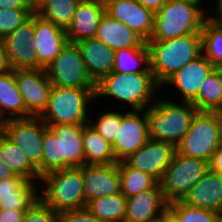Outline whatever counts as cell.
Returning a JSON list of instances; mask_svg holds the SVG:
<instances>
[{"mask_svg": "<svg viewBox=\"0 0 222 222\" xmlns=\"http://www.w3.org/2000/svg\"><path fill=\"white\" fill-rule=\"evenodd\" d=\"M150 71L157 83H164L184 65L202 53L201 33H192L164 41L148 40Z\"/></svg>", "mask_w": 222, "mask_h": 222, "instance_id": "6da1fadb", "label": "cell"}, {"mask_svg": "<svg viewBox=\"0 0 222 222\" xmlns=\"http://www.w3.org/2000/svg\"><path fill=\"white\" fill-rule=\"evenodd\" d=\"M159 87L152 73L125 74L112 71L96 83L95 98L110 96L130 105L132 110H146L155 103L152 101Z\"/></svg>", "mask_w": 222, "mask_h": 222, "instance_id": "7a4b0ae2", "label": "cell"}, {"mask_svg": "<svg viewBox=\"0 0 222 222\" xmlns=\"http://www.w3.org/2000/svg\"><path fill=\"white\" fill-rule=\"evenodd\" d=\"M183 104L157 98L146 109L149 138L177 146L198 112L191 102L183 101Z\"/></svg>", "mask_w": 222, "mask_h": 222, "instance_id": "3957f363", "label": "cell"}, {"mask_svg": "<svg viewBox=\"0 0 222 222\" xmlns=\"http://www.w3.org/2000/svg\"><path fill=\"white\" fill-rule=\"evenodd\" d=\"M96 88L52 86L47 106L39 117L47 126L88 123L89 102L95 98Z\"/></svg>", "mask_w": 222, "mask_h": 222, "instance_id": "277c9868", "label": "cell"}, {"mask_svg": "<svg viewBox=\"0 0 222 222\" xmlns=\"http://www.w3.org/2000/svg\"><path fill=\"white\" fill-rule=\"evenodd\" d=\"M202 5L168 0L154 13L153 33L149 40L164 41L192 33H201L207 20Z\"/></svg>", "mask_w": 222, "mask_h": 222, "instance_id": "5b68a950", "label": "cell"}, {"mask_svg": "<svg viewBox=\"0 0 222 222\" xmlns=\"http://www.w3.org/2000/svg\"><path fill=\"white\" fill-rule=\"evenodd\" d=\"M40 181L46 186L43 192L39 189V199L56 213L86 207L82 166L47 173Z\"/></svg>", "mask_w": 222, "mask_h": 222, "instance_id": "8992f818", "label": "cell"}, {"mask_svg": "<svg viewBox=\"0 0 222 222\" xmlns=\"http://www.w3.org/2000/svg\"><path fill=\"white\" fill-rule=\"evenodd\" d=\"M209 169V162L175 153L159 182L164 199L181 200Z\"/></svg>", "mask_w": 222, "mask_h": 222, "instance_id": "52a82bcc", "label": "cell"}, {"mask_svg": "<svg viewBox=\"0 0 222 222\" xmlns=\"http://www.w3.org/2000/svg\"><path fill=\"white\" fill-rule=\"evenodd\" d=\"M45 71L52 86L96 88V83L87 72L77 43L68 41Z\"/></svg>", "mask_w": 222, "mask_h": 222, "instance_id": "ba28073f", "label": "cell"}, {"mask_svg": "<svg viewBox=\"0 0 222 222\" xmlns=\"http://www.w3.org/2000/svg\"><path fill=\"white\" fill-rule=\"evenodd\" d=\"M219 145L215 115L208 111H198L189 126V130L176 146V152L180 155L210 162Z\"/></svg>", "mask_w": 222, "mask_h": 222, "instance_id": "9c48e42d", "label": "cell"}, {"mask_svg": "<svg viewBox=\"0 0 222 222\" xmlns=\"http://www.w3.org/2000/svg\"><path fill=\"white\" fill-rule=\"evenodd\" d=\"M48 126L39 116L10 119L2 124L1 132L16 145L37 169L42 163L43 136Z\"/></svg>", "mask_w": 222, "mask_h": 222, "instance_id": "30bf717a", "label": "cell"}, {"mask_svg": "<svg viewBox=\"0 0 222 222\" xmlns=\"http://www.w3.org/2000/svg\"><path fill=\"white\" fill-rule=\"evenodd\" d=\"M149 139L146 110H132L122 113L120 128L111 143L117 162L124 161L139 150Z\"/></svg>", "mask_w": 222, "mask_h": 222, "instance_id": "8fae6325", "label": "cell"}, {"mask_svg": "<svg viewBox=\"0 0 222 222\" xmlns=\"http://www.w3.org/2000/svg\"><path fill=\"white\" fill-rule=\"evenodd\" d=\"M175 153L174 144L149 138L139 150L124 161L131 168L145 172L159 183Z\"/></svg>", "mask_w": 222, "mask_h": 222, "instance_id": "7c38bea8", "label": "cell"}, {"mask_svg": "<svg viewBox=\"0 0 222 222\" xmlns=\"http://www.w3.org/2000/svg\"><path fill=\"white\" fill-rule=\"evenodd\" d=\"M14 77L27 111L39 116L47 106L52 89L45 69H16Z\"/></svg>", "mask_w": 222, "mask_h": 222, "instance_id": "4fadbf2b", "label": "cell"}, {"mask_svg": "<svg viewBox=\"0 0 222 222\" xmlns=\"http://www.w3.org/2000/svg\"><path fill=\"white\" fill-rule=\"evenodd\" d=\"M34 14L23 25L2 39L12 70L39 69L36 51L33 49Z\"/></svg>", "mask_w": 222, "mask_h": 222, "instance_id": "5bb4252c", "label": "cell"}, {"mask_svg": "<svg viewBox=\"0 0 222 222\" xmlns=\"http://www.w3.org/2000/svg\"><path fill=\"white\" fill-rule=\"evenodd\" d=\"M68 42L66 30L34 13L32 47L36 51L39 69H45Z\"/></svg>", "mask_w": 222, "mask_h": 222, "instance_id": "9a60e30c", "label": "cell"}, {"mask_svg": "<svg viewBox=\"0 0 222 222\" xmlns=\"http://www.w3.org/2000/svg\"><path fill=\"white\" fill-rule=\"evenodd\" d=\"M167 211L168 202L157 183L147 191L126 198L124 222H160L167 215Z\"/></svg>", "mask_w": 222, "mask_h": 222, "instance_id": "2e32d148", "label": "cell"}, {"mask_svg": "<svg viewBox=\"0 0 222 222\" xmlns=\"http://www.w3.org/2000/svg\"><path fill=\"white\" fill-rule=\"evenodd\" d=\"M85 203L112 194L121 193L118 163L82 166Z\"/></svg>", "mask_w": 222, "mask_h": 222, "instance_id": "e0dca14e", "label": "cell"}, {"mask_svg": "<svg viewBox=\"0 0 222 222\" xmlns=\"http://www.w3.org/2000/svg\"><path fill=\"white\" fill-rule=\"evenodd\" d=\"M105 12L124 23L147 42L154 27V12L137 0H113L105 6Z\"/></svg>", "mask_w": 222, "mask_h": 222, "instance_id": "ac0fdd59", "label": "cell"}, {"mask_svg": "<svg viewBox=\"0 0 222 222\" xmlns=\"http://www.w3.org/2000/svg\"><path fill=\"white\" fill-rule=\"evenodd\" d=\"M216 67L201 53L174 73L164 84L176 86L183 101L192 102L203 81Z\"/></svg>", "mask_w": 222, "mask_h": 222, "instance_id": "d6986e66", "label": "cell"}, {"mask_svg": "<svg viewBox=\"0 0 222 222\" xmlns=\"http://www.w3.org/2000/svg\"><path fill=\"white\" fill-rule=\"evenodd\" d=\"M181 201L189 206L222 211V175L210 169L184 195Z\"/></svg>", "mask_w": 222, "mask_h": 222, "instance_id": "ffe728a7", "label": "cell"}, {"mask_svg": "<svg viewBox=\"0 0 222 222\" xmlns=\"http://www.w3.org/2000/svg\"><path fill=\"white\" fill-rule=\"evenodd\" d=\"M105 6L93 0H80L76 6L71 24L66 29L69 42L94 38Z\"/></svg>", "mask_w": 222, "mask_h": 222, "instance_id": "44dd1931", "label": "cell"}, {"mask_svg": "<svg viewBox=\"0 0 222 222\" xmlns=\"http://www.w3.org/2000/svg\"><path fill=\"white\" fill-rule=\"evenodd\" d=\"M36 186L22 177L0 180V209L27 211L39 198Z\"/></svg>", "mask_w": 222, "mask_h": 222, "instance_id": "7402d4cb", "label": "cell"}, {"mask_svg": "<svg viewBox=\"0 0 222 222\" xmlns=\"http://www.w3.org/2000/svg\"><path fill=\"white\" fill-rule=\"evenodd\" d=\"M94 38L114 51L122 48L148 47L147 43L136 32L106 12L100 19Z\"/></svg>", "mask_w": 222, "mask_h": 222, "instance_id": "603a6c76", "label": "cell"}, {"mask_svg": "<svg viewBox=\"0 0 222 222\" xmlns=\"http://www.w3.org/2000/svg\"><path fill=\"white\" fill-rule=\"evenodd\" d=\"M91 79L98 83L113 71L115 51L96 38L77 42Z\"/></svg>", "mask_w": 222, "mask_h": 222, "instance_id": "cb8c5ba5", "label": "cell"}, {"mask_svg": "<svg viewBox=\"0 0 222 222\" xmlns=\"http://www.w3.org/2000/svg\"><path fill=\"white\" fill-rule=\"evenodd\" d=\"M83 126L81 124L48 126L59 140L60 170L84 165Z\"/></svg>", "mask_w": 222, "mask_h": 222, "instance_id": "d4e9b609", "label": "cell"}, {"mask_svg": "<svg viewBox=\"0 0 222 222\" xmlns=\"http://www.w3.org/2000/svg\"><path fill=\"white\" fill-rule=\"evenodd\" d=\"M6 112L8 116L6 115ZM22 95L18 91L14 70L0 73V118L4 122L10 119L28 118Z\"/></svg>", "mask_w": 222, "mask_h": 222, "instance_id": "484cf974", "label": "cell"}, {"mask_svg": "<svg viewBox=\"0 0 222 222\" xmlns=\"http://www.w3.org/2000/svg\"><path fill=\"white\" fill-rule=\"evenodd\" d=\"M84 164H115L118 163L112 151L111 144L87 123L82 129Z\"/></svg>", "mask_w": 222, "mask_h": 222, "instance_id": "4316f807", "label": "cell"}, {"mask_svg": "<svg viewBox=\"0 0 222 222\" xmlns=\"http://www.w3.org/2000/svg\"><path fill=\"white\" fill-rule=\"evenodd\" d=\"M0 161L8 166L14 175L22 177L28 181L37 179L40 181V176L37 169L29 162L27 157L21 150L14 145L0 131Z\"/></svg>", "mask_w": 222, "mask_h": 222, "instance_id": "83f0119b", "label": "cell"}, {"mask_svg": "<svg viewBox=\"0 0 222 222\" xmlns=\"http://www.w3.org/2000/svg\"><path fill=\"white\" fill-rule=\"evenodd\" d=\"M80 0H34V13L65 30L72 22Z\"/></svg>", "mask_w": 222, "mask_h": 222, "instance_id": "f1b7e54d", "label": "cell"}, {"mask_svg": "<svg viewBox=\"0 0 222 222\" xmlns=\"http://www.w3.org/2000/svg\"><path fill=\"white\" fill-rule=\"evenodd\" d=\"M191 104L198 111L208 112L222 107V67L209 73Z\"/></svg>", "mask_w": 222, "mask_h": 222, "instance_id": "f546056e", "label": "cell"}, {"mask_svg": "<svg viewBox=\"0 0 222 222\" xmlns=\"http://www.w3.org/2000/svg\"><path fill=\"white\" fill-rule=\"evenodd\" d=\"M144 64V66H143ZM142 65V66H141ZM113 71L119 73H152L148 47L118 49L114 55Z\"/></svg>", "mask_w": 222, "mask_h": 222, "instance_id": "4dcf8cb0", "label": "cell"}, {"mask_svg": "<svg viewBox=\"0 0 222 222\" xmlns=\"http://www.w3.org/2000/svg\"><path fill=\"white\" fill-rule=\"evenodd\" d=\"M86 208L103 222H124L126 197L118 193L94 198L86 203Z\"/></svg>", "mask_w": 222, "mask_h": 222, "instance_id": "1f68e13d", "label": "cell"}, {"mask_svg": "<svg viewBox=\"0 0 222 222\" xmlns=\"http://www.w3.org/2000/svg\"><path fill=\"white\" fill-rule=\"evenodd\" d=\"M118 169L121 179V193L126 198L147 191L158 183L145 172L131 168L125 161L118 162Z\"/></svg>", "mask_w": 222, "mask_h": 222, "instance_id": "d6a6232c", "label": "cell"}, {"mask_svg": "<svg viewBox=\"0 0 222 222\" xmlns=\"http://www.w3.org/2000/svg\"><path fill=\"white\" fill-rule=\"evenodd\" d=\"M167 215L175 222H218L220 213L189 206L181 200L168 203Z\"/></svg>", "mask_w": 222, "mask_h": 222, "instance_id": "836d02e7", "label": "cell"}, {"mask_svg": "<svg viewBox=\"0 0 222 222\" xmlns=\"http://www.w3.org/2000/svg\"><path fill=\"white\" fill-rule=\"evenodd\" d=\"M202 54L215 66L222 67V26L209 20L201 31Z\"/></svg>", "mask_w": 222, "mask_h": 222, "instance_id": "e575fe53", "label": "cell"}, {"mask_svg": "<svg viewBox=\"0 0 222 222\" xmlns=\"http://www.w3.org/2000/svg\"><path fill=\"white\" fill-rule=\"evenodd\" d=\"M60 170V148L56 134L48 127L43 136L42 163L37 168L39 176Z\"/></svg>", "mask_w": 222, "mask_h": 222, "instance_id": "d590c367", "label": "cell"}, {"mask_svg": "<svg viewBox=\"0 0 222 222\" xmlns=\"http://www.w3.org/2000/svg\"><path fill=\"white\" fill-rule=\"evenodd\" d=\"M34 14V8L0 9V40L23 25Z\"/></svg>", "mask_w": 222, "mask_h": 222, "instance_id": "8d00e7d4", "label": "cell"}, {"mask_svg": "<svg viewBox=\"0 0 222 222\" xmlns=\"http://www.w3.org/2000/svg\"><path fill=\"white\" fill-rule=\"evenodd\" d=\"M122 113L115 110L102 112L96 120L89 119L88 123L110 144L117 136L118 128H120ZM96 121V122H95Z\"/></svg>", "mask_w": 222, "mask_h": 222, "instance_id": "74e56055", "label": "cell"}, {"mask_svg": "<svg viewBox=\"0 0 222 222\" xmlns=\"http://www.w3.org/2000/svg\"><path fill=\"white\" fill-rule=\"evenodd\" d=\"M22 222H57V213L38 198L25 211Z\"/></svg>", "mask_w": 222, "mask_h": 222, "instance_id": "f35d334b", "label": "cell"}, {"mask_svg": "<svg viewBox=\"0 0 222 222\" xmlns=\"http://www.w3.org/2000/svg\"><path fill=\"white\" fill-rule=\"evenodd\" d=\"M57 222H103L86 207L57 213Z\"/></svg>", "mask_w": 222, "mask_h": 222, "instance_id": "ab89813d", "label": "cell"}, {"mask_svg": "<svg viewBox=\"0 0 222 222\" xmlns=\"http://www.w3.org/2000/svg\"><path fill=\"white\" fill-rule=\"evenodd\" d=\"M34 8V0H0V9Z\"/></svg>", "mask_w": 222, "mask_h": 222, "instance_id": "60d3db41", "label": "cell"}, {"mask_svg": "<svg viewBox=\"0 0 222 222\" xmlns=\"http://www.w3.org/2000/svg\"><path fill=\"white\" fill-rule=\"evenodd\" d=\"M25 211L0 209V222H22Z\"/></svg>", "mask_w": 222, "mask_h": 222, "instance_id": "b9f144b4", "label": "cell"}, {"mask_svg": "<svg viewBox=\"0 0 222 222\" xmlns=\"http://www.w3.org/2000/svg\"><path fill=\"white\" fill-rule=\"evenodd\" d=\"M209 169L222 175V145L216 148L209 162Z\"/></svg>", "mask_w": 222, "mask_h": 222, "instance_id": "7bdbcfd3", "label": "cell"}, {"mask_svg": "<svg viewBox=\"0 0 222 222\" xmlns=\"http://www.w3.org/2000/svg\"><path fill=\"white\" fill-rule=\"evenodd\" d=\"M10 70L12 69L7 58L5 47L2 40H0V73H6Z\"/></svg>", "mask_w": 222, "mask_h": 222, "instance_id": "ee69618b", "label": "cell"}, {"mask_svg": "<svg viewBox=\"0 0 222 222\" xmlns=\"http://www.w3.org/2000/svg\"><path fill=\"white\" fill-rule=\"evenodd\" d=\"M145 8L157 12L168 0H137Z\"/></svg>", "mask_w": 222, "mask_h": 222, "instance_id": "f6af8a7d", "label": "cell"}, {"mask_svg": "<svg viewBox=\"0 0 222 222\" xmlns=\"http://www.w3.org/2000/svg\"><path fill=\"white\" fill-rule=\"evenodd\" d=\"M217 6H216V16H207V20L210 22L222 26V0H217Z\"/></svg>", "mask_w": 222, "mask_h": 222, "instance_id": "bcb514c9", "label": "cell"}, {"mask_svg": "<svg viewBox=\"0 0 222 222\" xmlns=\"http://www.w3.org/2000/svg\"><path fill=\"white\" fill-rule=\"evenodd\" d=\"M211 112L215 115L218 128L219 144L222 145V107Z\"/></svg>", "mask_w": 222, "mask_h": 222, "instance_id": "7dc6e473", "label": "cell"}, {"mask_svg": "<svg viewBox=\"0 0 222 222\" xmlns=\"http://www.w3.org/2000/svg\"><path fill=\"white\" fill-rule=\"evenodd\" d=\"M10 177H19V176L14 175L11 169L8 166H6L2 161H0V180L7 179Z\"/></svg>", "mask_w": 222, "mask_h": 222, "instance_id": "c3c4849f", "label": "cell"}, {"mask_svg": "<svg viewBox=\"0 0 222 222\" xmlns=\"http://www.w3.org/2000/svg\"><path fill=\"white\" fill-rule=\"evenodd\" d=\"M179 1L188 2L192 4H197V5H202L203 3V0H179Z\"/></svg>", "mask_w": 222, "mask_h": 222, "instance_id": "681fc988", "label": "cell"}, {"mask_svg": "<svg viewBox=\"0 0 222 222\" xmlns=\"http://www.w3.org/2000/svg\"><path fill=\"white\" fill-rule=\"evenodd\" d=\"M93 1L106 6L109 2H111L113 0H93Z\"/></svg>", "mask_w": 222, "mask_h": 222, "instance_id": "f907efd6", "label": "cell"}, {"mask_svg": "<svg viewBox=\"0 0 222 222\" xmlns=\"http://www.w3.org/2000/svg\"><path fill=\"white\" fill-rule=\"evenodd\" d=\"M160 222H168V215H166Z\"/></svg>", "mask_w": 222, "mask_h": 222, "instance_id": "816d5d0a", "label": "cell"}, {"mask_svg": "<svg viewBox=\"0 0 222 222\" xmlns=\"http://www.w3.org/2000/svg\"><path fill=\"white\" fill-rule=\"evenodd\" d=\"M2 124H3V121H2L1 118H0V130H1V128H2Z\"/></svg>", "mask_w": 222, "mask_h": 222, "instance_id": "f5cc1de1", "label": "cell"}, {"mask_svg": "<svg viewBox=\"0 0 222 222\" xmlns=\"http://www.w3.org/2000/svg\"><path fill=\"white\" fill-rule=\"evenodd\" d=\"M168 222H175L168 216Z\"/></svg>", "mask_w": 222, "mask_h": 222, "instance_id": "db71d44e", "label": "cell"}, {"mask_svg": "<svg viewBox=\"0 0 222 222\" xmlns=\"http://www.w3.org/2000/svg\"><path fill=\"white\" fill-rule=\"evenodd\" d=\"M218 222H222V217L219 218Z\"/></svg>", "mask_w": 222, "mask_h": 222, "instance_id": "11a10c76", "label": "cell"}]
</instances>
